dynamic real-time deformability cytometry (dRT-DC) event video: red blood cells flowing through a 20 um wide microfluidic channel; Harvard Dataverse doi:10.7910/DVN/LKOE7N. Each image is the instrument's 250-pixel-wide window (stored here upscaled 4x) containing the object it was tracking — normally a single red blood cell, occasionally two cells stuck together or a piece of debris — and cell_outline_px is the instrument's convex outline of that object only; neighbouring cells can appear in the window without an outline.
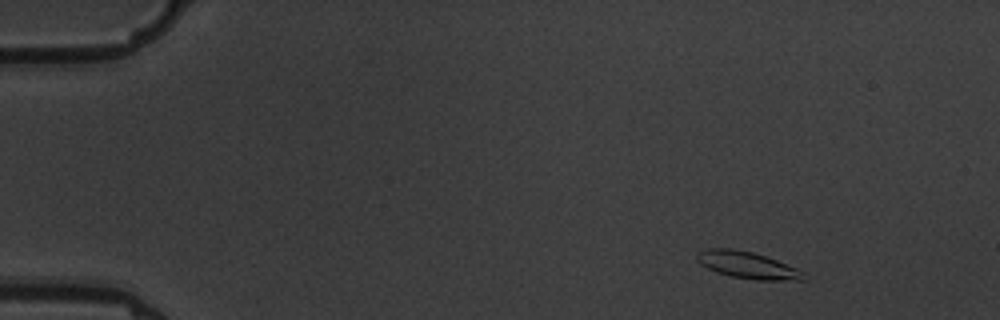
{"species": "common noctule bat (a hibernating species)", "species_latin": "Nyctalus noctula", "temperature_condition": "warm", "stored_images_in_passage": 15, "camera_frame_rate_fps": 3000, "um_per_image_px": 0.085, "animal": {"sex": "male", "body_mass_g": 19.5, "forearm_length_mm": 54.6}, "frame": {"image": 1, "passage_image": 2, "time_ms": 1.0, "image_size_px": [1000, 320], "cell_outline_px": [[808, 280], [760, 280], [732, 276], [716, 272], [700, 264], [696, 260], [696, 252], [708, 248], [732, 248], [752, 252], [776, 260], [796, 268], [804, 272]], "centroid_in_image_um": [63.52, 22.53], "position_along_channel_um": 21.5, "area_um2": 16.65}}
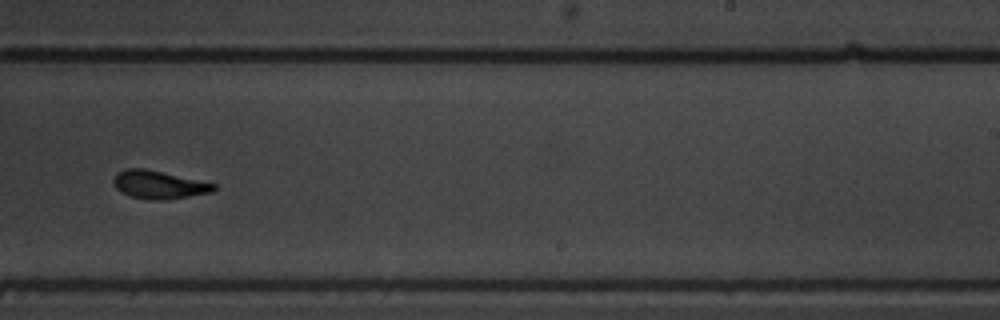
{"frame": {"image": 2, "passage_image": 10, "time_ms": 11.0, "image_size_px": [1000, 320], "cell_outline_px": [[216, 188], [212, 192], [168, 200], [148, 200], [132, 196], [120, 192], [116, 188], [112, 180], [116, 172], [124, 168], [144, 168], [216, 184]], "centroid_in_image_um": [13.46, 15.7], "position_along_channel_um": 275.5, "area_um2": 16.47}}
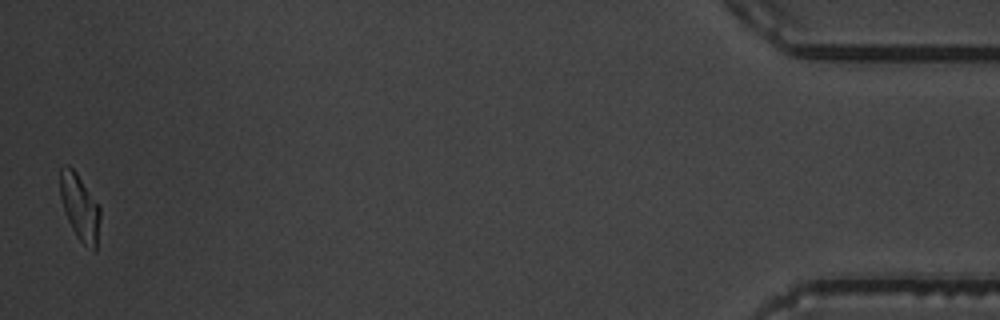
{"frame": {"image": 3, "passage_image": 15, "time_ms": 17.667, "image_size_px": [1000, 320], "cell_outline_px": [[100, 216], [96, 252], [92, 252], [76, 236], [68, 220], [60, 196], [60, 168], [64, 164], [68, 164], [76, 172], [100, 208]], "centroid_in_image_um": [6.78, 17.63], "position_along_channel_um": 428.4, "area_um2": 15.26}, "authors_computed_cell_mechanics": {"area_um2": 16.473, "velocity_mm_per_s": 3.5587, "shape_relaxation_time_tau1_ms": 4.0689, "shape_relaxation_time_tau2_ms": 2.0725, "deformation_change_tau1": 0.1201, "deformation_change_tau2": 0.0757}}